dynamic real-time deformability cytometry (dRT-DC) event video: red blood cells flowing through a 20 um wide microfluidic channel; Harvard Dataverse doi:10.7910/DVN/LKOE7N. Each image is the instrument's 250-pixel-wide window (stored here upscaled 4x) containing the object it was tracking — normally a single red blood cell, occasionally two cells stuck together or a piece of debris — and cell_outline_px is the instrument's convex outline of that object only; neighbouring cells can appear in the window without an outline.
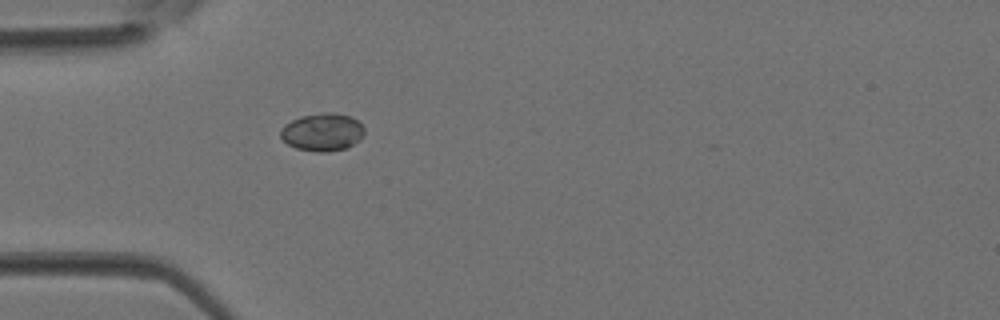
{"species": "Egyptian fruit bat (a non-hibernating species)", "species_latin": "Rousettus aegyptiacus", "temperature_condition": "room temperature", "stored_images_in_passage": 10, "camera_frame_rate_fps": 3000, "um_per_image_px": 0.085, "animal": {"sex": "female"}, "frame": {"image": 1, "passage_image": 1, "time_ms": 0.0, "image_size_px": [1000, 320], "cell_outline_px": [[364, 132], [360, 140], [344, 148], [328, 152], [316, 152], [296, 148], [288, 144], [280, 136], [280, 128], [284, 124], [300, 116], [320, 112], [332, 112], [348, 116], [356, 120], [364, 128]], "centroid_in_image_um": [27.37, 11.22], "position_along_channel_um": 57.6, "area_um2": 18.44}}
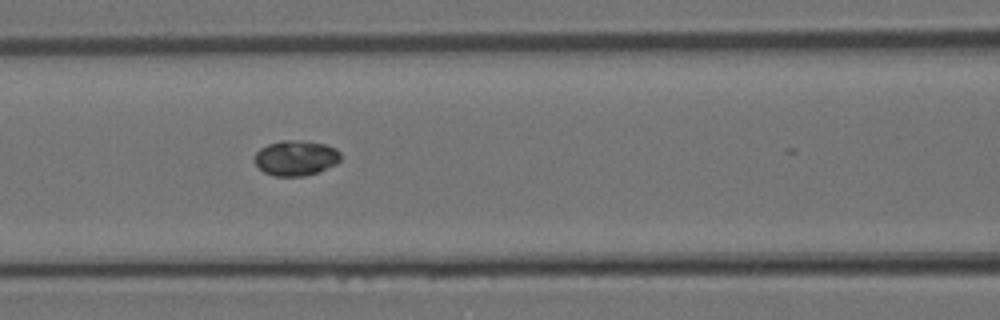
{"frame": {"image": 2, "passage_image": 6, "time_ms": 1.667, "image_size_px": [1000, 320], "cell_outline_px": [[340, 160], [336, 164], [320, 172], [304, 176], [276, 176], [264, 172], [256, 164], [256, 152], [260, 148], [268, 144], [284, 140], [300, 140], [324, 144], [336, 148], [340, 152]], "centroid_in_image_um": [25.18, 13.43], "position_along_channel_um": 141.4, "area_um2": 17.63}}
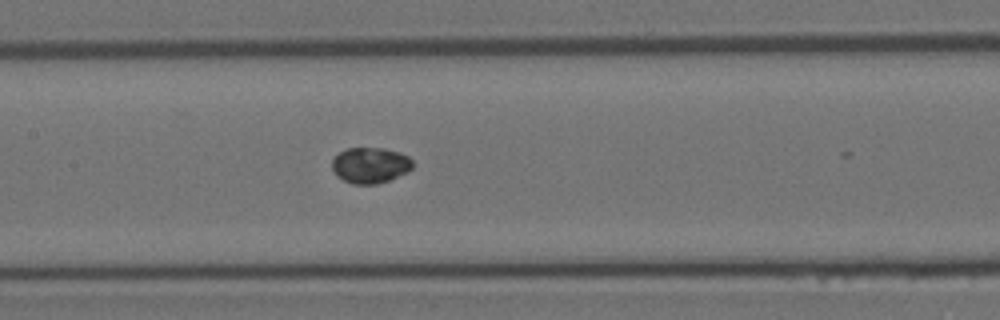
{"frame": {"image": 3, "passage_image": 8, "time_ms": 2.333, "image_size_px": [1000, 320], "cell_outline_px": [[412, 168], [408, 172], [388, 180], [376, 184], [352, 184], [336, 176], [332, 168], [332, 160], [340, 152], [348, 148], [384, 148], [400, 152], [408, 156], [412, 160]], "centroid_in_image_um": [31.47, 14.04], "position_along_channel_um": 175.9, "area_um2": 16.82}}